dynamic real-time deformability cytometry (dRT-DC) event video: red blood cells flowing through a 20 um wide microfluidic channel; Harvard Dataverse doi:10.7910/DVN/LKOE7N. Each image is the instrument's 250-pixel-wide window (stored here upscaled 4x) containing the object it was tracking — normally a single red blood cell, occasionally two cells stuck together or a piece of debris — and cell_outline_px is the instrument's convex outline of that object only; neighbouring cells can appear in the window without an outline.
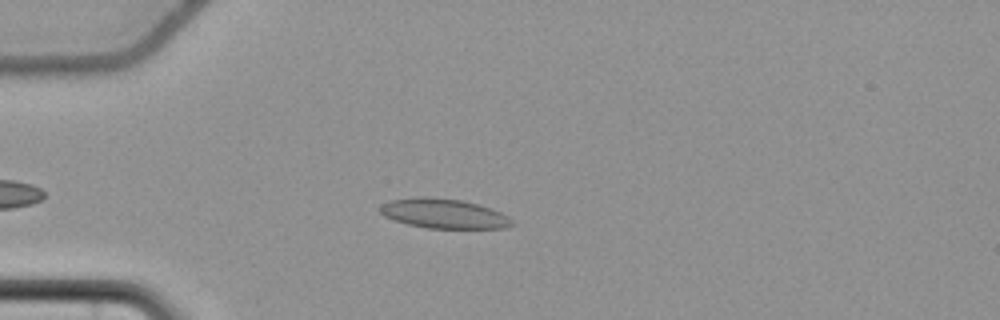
{"species": "common noctule bat (a hibernating species)", "species_latin": "Nyctalus noctula", "temperature_condition": "cold", "stored_images_in_passage": 46, "camera_frame_rate_fps": 3000, "um_per_image_px": 0.085, "animal": {"sex": "female", "body_mass_g": 22.7, "forearm_length_mm": 54.2}, "frame": {"image": 1, "passage_image": 9, "time_ms": 2.667, "image_size_px": [1000, 320], "cell_outline_px": [[516, 224], [508, 228], [428, 228], [408, 224], [384, 216], [380, 212], [380, 204], [392, 200], [416, 196], [428, 196], [464, 200], [492, 208], [508, 216]], "centroid_in_image_um": [37.76, 18.14], "position_along_channel_um": 47.2, "area_um2": 23.0}}
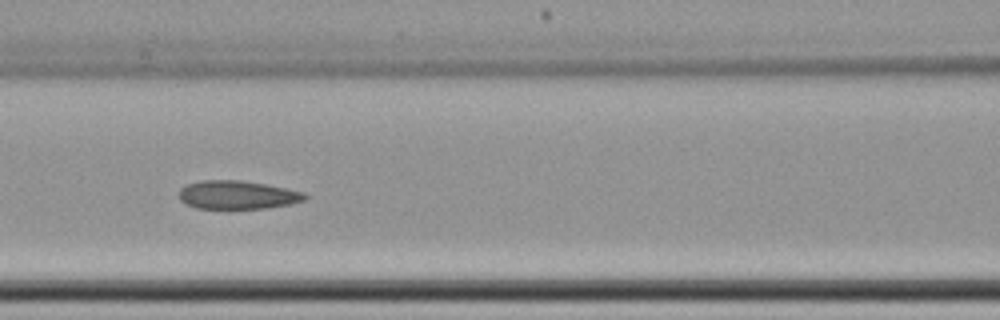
{"frame": {"image": 2, "passage_image": 19, "time_ms": 6.0, "image_size_px": [1000, 320], "cell_outline_px": [[308, 196], [304, 200], [288, 204], [264, 208], [196, 208], [184, 204], [180, 200], [180, 188], [188, 184], [200, 180], [240, 180], [264, 184], [304, 192]], "centroid_in_image_um": [20.14, 16.56], "position_along_channel_um": 146.5, "area_um2": 20.63}}
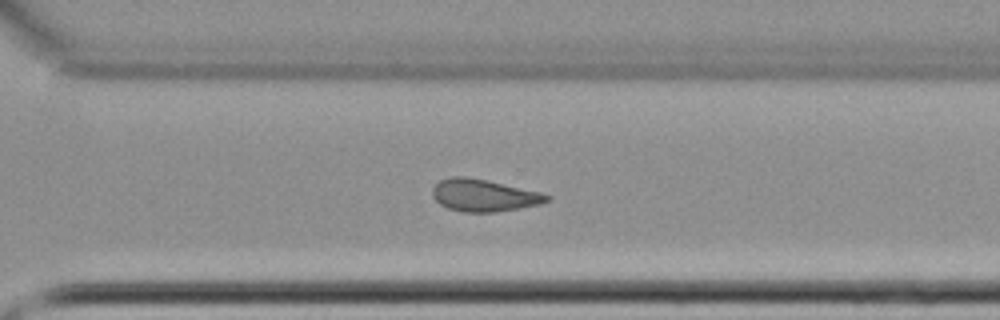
{"frame": {"image": 3, "passage_image": 34, "time_ms": 11.0, "image_size_px": [1000, 320], "cell_outline_px": [[552, 200], [540, 204], [520, 208], [496, 212], [464, 212], [448, 208], [440, 204], [432, 196], [432, 188], [440, 180], [452, 176], [468, 176], [540, 192], [552, 196]], "centroid_in_image_um": [41.14, 16.6], "position_along_channel_um": 329.5, "area_um2": 21.5}, "authors_computed_cell_mechanics": {"area_um2": 21.5305, "velocity_mm_per_s": 3.6549, "shape_relaxation_time_tau1_ms": null, "shape_relaxation_time_tau2_ms": 2.5615, "deformation_change_tau1": null, "deformation_change_tau2": 0.0904}}